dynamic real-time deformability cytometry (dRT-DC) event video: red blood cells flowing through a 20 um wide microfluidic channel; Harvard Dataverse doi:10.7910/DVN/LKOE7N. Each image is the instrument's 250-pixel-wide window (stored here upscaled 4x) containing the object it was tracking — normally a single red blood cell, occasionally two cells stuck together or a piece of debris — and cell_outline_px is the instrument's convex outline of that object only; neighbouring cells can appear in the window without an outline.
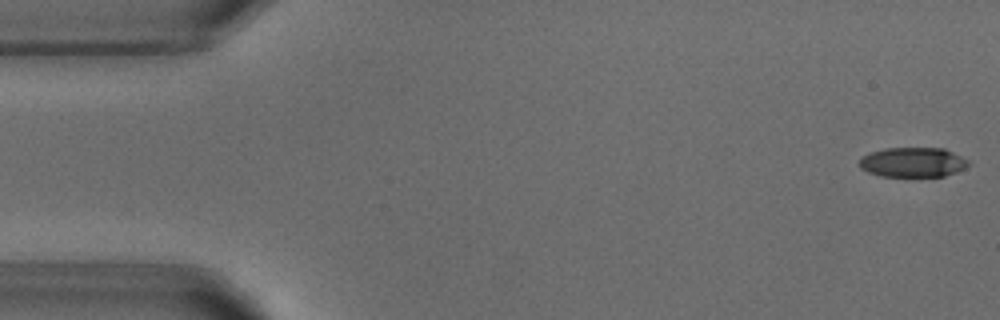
{"species": "common noctule bat (a hibernating species)", "species_latin": "Nyctalus noctula", "temperature_condition": "warm", "stored_images_in_passage": 52, "camera_frame_rate_fps": 3000, "um_per_image_px": 0.085, "animal": {"sex": "male", "body_mass_g": 18.8}, "frame": {"image": 1, "passage_image": 1, "time_ms": 0.0, "image_size_px": [1000, 320], "cell_outline_px": [[968, 164], [964, 168], [956, 172], [944, 176], [880, 176], [868, 172], [860, 168], [860, 156], [884, 148], [944, 148], [968, 160]], "centroid_in_image_um": [77.56, 13.79], "position_along_channel_um": 7.4, "area_um2": 18.79}}
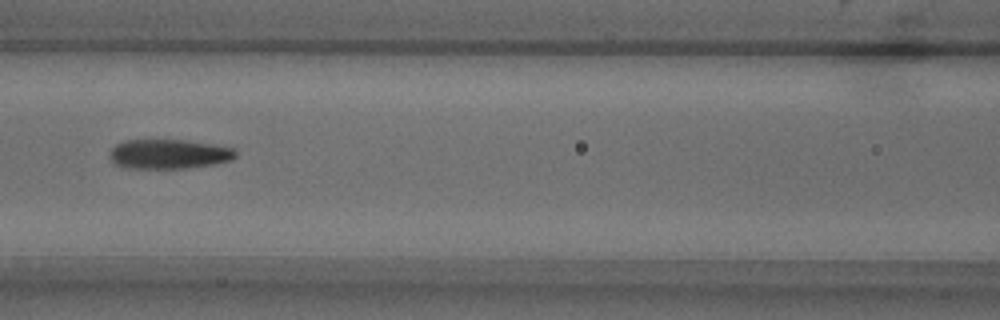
{"frame": {"image": 2, "passage_image": 22, "time_ms": 7.0, "image_size_px": [1000, 320], "cell_outline_px": [[236, 156], [232, 160], [216, 164], [184, 168], [132, 168], [116, 164], [108, 156], [112, 148], [116, 144], [124, 140], [188, 140], [216, 144], [232, 148], [236, 152]], "centroid_in_image_um": [14.38, 13.08], "position_along_channel_um": 152.2, "area_um2": 21.73}}
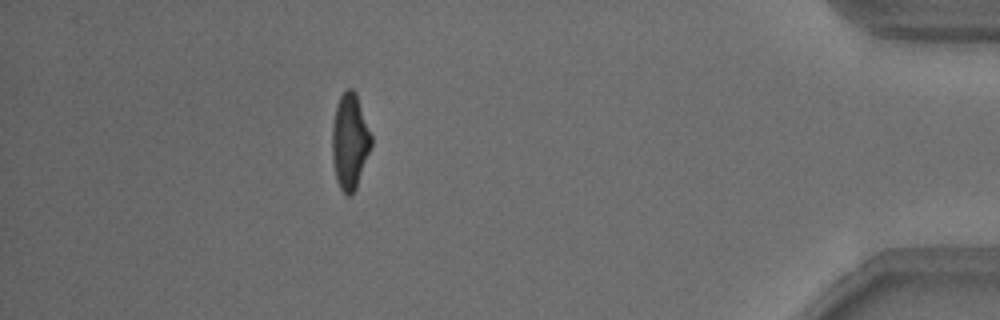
{"frame": {"image": 3, "passage_image": 46, "time_ms": 15.0, "image_size_px": [1000, 320], "cell_outline_px": [[372, 144], [356, 188], [352, 196], [348, 196], [340, 188], [336, 180], [332, 160], [332, 124], [336, 104], [340, 96], [348, 88], [352, 88], [356, 92], [372, 136]], "centroid_in_image_um": [29.73, 12.01], "position_along_channel_um": 405.5, "area_um2": 21.91}, "authors_computed_cell_mechanics": {"area_um2": 21.7906, "velocity_mm_per_s": 3.8477, "shape_relaxation_time_tau1_ms": 5.739, "shape_relaxation_time_tau2_ms": 2.0327, "deformation_change_tau1": 0.2171, "deformation_change_tau2": 0.1025}}